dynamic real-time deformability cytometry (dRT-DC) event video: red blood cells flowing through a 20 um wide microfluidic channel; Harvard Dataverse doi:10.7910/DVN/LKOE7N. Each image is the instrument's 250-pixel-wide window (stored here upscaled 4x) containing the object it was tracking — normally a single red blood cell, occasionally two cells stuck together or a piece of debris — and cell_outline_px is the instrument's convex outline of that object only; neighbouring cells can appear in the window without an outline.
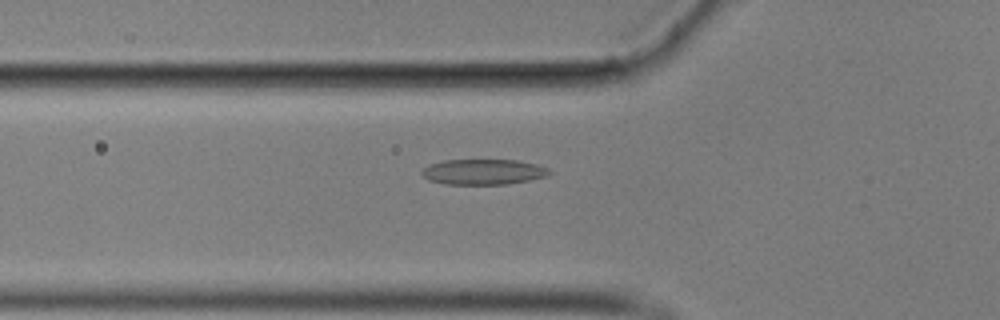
{"species": "common noctule bat (a hibernating species)", "species_latin": "Nyctalus noctula", "temperature_condition": "cold", "stored_images_in_passage": 42, "camera_frame_rate_fps": 3000, "um_per_image_px": 0.085, "animal": {"sex": "male", "body_mass_g": 17.9}, "frame": {"image": 1, "passage_image": 4, "time_ms": 1.0, "image_size_px": [1000, 320], "cell_outline_px": [[552, 172], [548, 176], [508, 184], [444, 184], [428, 180], [420, 172], [420, 168], [428, 164], [444, 160], [516, 160], [536, 164], [548, 168]], "centroid_in_image_um": [41.04, 14.6], "position_along_channel_um": 84.8, "area_um2": 19.07}}
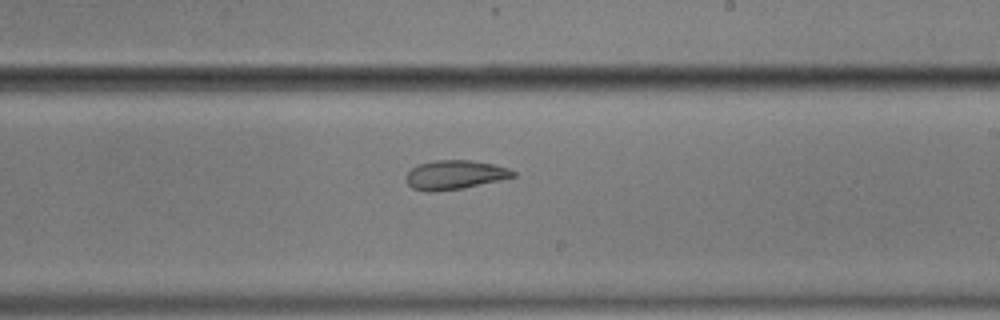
{"frame": {"image": 2, "passage_image": 18, "time_ms": 5.667, "image_size_px": [1000, 320], "cell_outline_px": [[516, 176], [500, 180], [464, 188], [436, 192], [428, 192], [412, 188], [408, 184], [408, 172], [416, 164], [436, 160], [472, 160], [496, 164], [508, 168], [516, 172]], "centroid_in_image_um": [38.69, 14.85], "position_along_channel_um": 250.3, "area_um2": 18.26}}
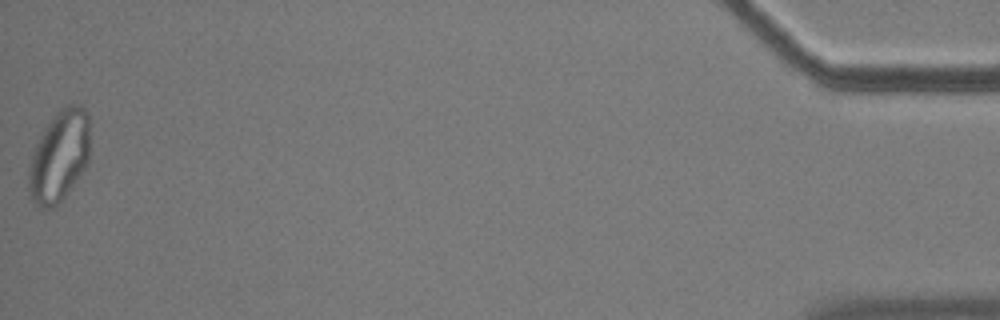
{"frame": {"image": 3, "passage_image": 41, "time_ms": 13.333, "image_size_px": [1000, 320], "cell_outline_px": [[88, 164], [64, 196], [52, 208], [40, 208], [32, 200], [28, 188], [28, 172], [32, 156], [36, 144], [40, 136], [56, 112], [60, 108], [68, 104], [80, 104], [84, 108], [88, 116]], "centroid_in_image_um": [5.03, 13.27], "position_along_channel_um": 430.2, "area_um2": 32.08}}